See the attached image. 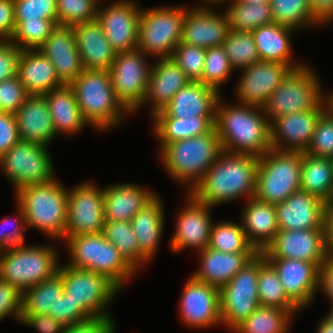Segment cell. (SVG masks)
Masks as SVG:
<instances>
[{
	"label": "cell",
	"mask_w": 333,
	"mask_h": 333,
	"mask_svg": "<svg viewBox=\"0 0 333 333\" xmlns=\"http://www.w3.org/2000/svg\"><path fill=\"white\" fill-rule=\"evenodd\" d=\"M265 258L305 260L320 267L330 256L327 229L279 230L262 251Z\"/></svg>",
	"instance_id": "9a60e30c"
},
{
	"label": "cell",
	"mask_w": 333,
	"mask_h": 333,
	"mask_svg": "<svg viewBox=\"0 0 333 333\" xmlns=\"http://www.w3.org/2000/svg\"><path fill=\"white\" fill-rule=\"evenodd\" d=\"M226 14L231 31L252 33L260 26L274 22L270 2L246 3L234 0Z\"/></svg>",
	"instance_id": "ab89813d"
},
{
	"label": "cell",
	"mask_w": 333,
	"mask_h": 333,
	"mask_svg": "<svg viewBox=\"0 0 333 333\" xmlns=\"http://www.w3.org/2000/svg\"><path fill=\"white\" fill-rule=\"evenodd\" d=\"M305 153L333 159V116L327 110L318 119L309 148Z\"/></svg>",
	"instance_id": "816d5d0a"
},
{
	"label": "cell",
	"mask_w": 333,
	"mask_h": 333,
	"mask_svg": "<svg viewBox=\"0 0 333 333\" xmlns=\"http://www.w3.org/2000/svg\"><path fill=\"white\" fill-rule=\"evenodd\" d=\"M98 7L97 20L111 47L117 52L137 49L141 9L133 1L117 0Z\"/></svg>",
	"instance_id": "e0dca14e"
},
{
	"label": "cell",
	"mask_w": 333,
	"mask_h": 333,
	"mask_svg": "<svg viewBox=\"0 0 333 333\" xmlns=\"http://www.w3.org/2000/svg\"><path fill=\"white\" fill-rule=\"evenodd\" d=\"M99 3V0H57V25L72 26L97 19Z\"/></svg>",
	"instance_id": "681fc988"
},
{
	"label": "cell",
	"mask_w": 333,
	"mask_h": 333,
	"mask_svg": "<svg viewBox=\"0 0 333 333\" xmlns=\"http://www.w3.org/2000/svg\"><path fill=\"white\" fill-rule=\"evenodd\" d=\"M70 86L83 118L99 131L115 127L123 113H130L117 99L108 70L84 69Z\"/></svg>",
	"instance_id": "5b68a950"
},
{
	"label": "cell",
	"mask_w": 333,
	"mask_h": 333,
	"mask_svg": "<svg viewBox=\"0 0 333 333\" xmlns=\"http://www.w3.org/2000/svg\"><path fill=\"white\" fill-rule=\"evenodd\" d=\"M312 15L321 23L333 21V0H309Z\"/></svg>",
	"instance_id": "03108f58"
},
{
	"label": "cell",
	"mask_w": 333,
	"mask_h": 333,
	"mask_svg": "<svg viewBox=\"0 0 333 333\" xmlns=\"http://www.w3.org/2000/svg\"><path fill=\"white\" fill-rule=\"evenodd\" d=\"M154 132L161 148L168 143L207 134L215 127V116L188 118L153 117Z\"/></svg>",
	"instance_id": "8d00e7d4"
},
{
	"label": "cell",
	"mask_w": 333,
	"mask_h": 333,
	"mask_svg": "<svg viewBox=\"0 0 333 333\" xmlns=\"http://www.w3.org/2000/svg\"><path fill=\"white\" fill-rule=\"evenodd\" d=\"M55 319L64 326H72L92 318L63 293L57 300Z\"/></svg>",
	"instance_id": "9f6ffc18"
},
{
	"label": "cell",
	"mask_w": 333,
	"mask_h": 333,
	"mask_svg": "<svg viewBox=\"0 0 333 333\" xmlns=\"http://www.w3.org/2000/svg\"><path fill=\"white\" fill-rule=\"evenodd\" d=\"M241 70L243 74L236 87L238 104L263 108L292 68L282 62L260 60Z\"/></svg>",
	"instance_id": "ac0fdd59"
},
{
	"label": "cell",
	"mask_w": 333,
	"mask_h": 333,
	"mask_svg": "<svg viewBox=\"0 0 333 333\" xmlns=\"http://www.w3.org/2000/svg\"><path fill=\"white\" fill-rule=\"evenodd\" d=\"M17 76L0 82V111L15 113L28 97Z\"/></svg>",
	"instance_id": "db71d44e"
},
{
	"label": "cell",
	"mask_w": 333,
	"mask_h": 333,
	"mask_svg": "<svg viewBox=\"0 0 333 333\" xmlns=\"http://www.w3.org/2000/svg\"><path fill=\"white\" fill-rule=\"evenodd\" d=\"M258 164L256 156L223 151L188 192L210 207L243 196L248 201L255 196Z\"/></svg>",
	"instance_id": "6da1fadb"
},
{
	"label": "cell",
	"mask_w": 333,
	"mask_h": 333,
	"mask_svg": "<svg viewBox=\"0 0 333 333\" xmlns=\"http://www.w3.org/2000/svg\"><path fill=\"white\" fill-rule=\"evenodd\" d=\"M112 317H96L77 325L65 326L62 333H115Z\"/></svg>",
	"instance_id": "94428289"
},
{
	"label": "cell",
	"mask_w": 333,
	"mask_h": 333,
	"mask_svg": "<svg viewBox=\"0 0 333 333\" xmlns=\"http://www.w3.org/2000/svg\"><path fill=\"white\" fill-rule=\"evenodd\" d=\"M292 314L275 306H258L233 332L287 333Z\"/></svg>",
	"instance_id": "b9f144b4"
},
{
	"label": "cell",
	"mask_w": 333,
	"mask_h": 333,
	"mask_svg": "<svg viewBox=\"0 0 333 333\" xmlns=\"http://www.w3.org/2000/svg\"><path fill=\"white\" fill-rule=\"evenodd\" d=\"M64 239L71 257L66 265L104 275L120 290L137 272L102 232L74 235Z\"/></svg>",
	"instance_id": "8992f818"
},
{
	"label": "cell",
	"mask_w": 333,
	"mask_h": 333,
	"mask_svg": "<svg viewBox=\"0 0 333 333\" xmlns=\"http://www.w3.org/2000/svg\"><path fill=\"white\" fill-rule=\"evenodd\" d=\"M318 326L317 333H333V324L326 317L321 320Z\"/></svg>",
	"instance_id": "a7ac6f4b"
},
{
	"label": "cell",
	"mask_w": 333,
	"mask_h": 333,
	"mask_svg": "<svg viewBox=\"0 0 333 333\" xmlns=\"http://www.w3.org/2000/svg\"><path fill=\"white\" fill-rule=\"evenodd\" d=\"M58 250L54 246H14L0 256V279L22 293L58 274Z\"/></svg>",
	"instance_id": "52a82bcc"
},
{
	"label": "cell",
	"mask_w": 333,
	"mask_h": 333,
	"mask_svg": "<svg viewBox=\"0 0 333 333\" xmlns=\"http://www.w3.org/2000/svg\"><path fill=\"white\" fill-rule=\"evenodd\" d=\"M188 203L178 214L176 230L171 238L174 252L193 247L199 252L208 247L212 227L209 205L197 201L190 193Z\"/></svg>",
	"instance_id": "cb8c5ba5"
},
{
	"label": "cell",
	"mask_w": 333,
	"mask_h": 333,
	"mask_svg": "<svg viewBox=\"0 0 333 333\" xmlns=\"http://www.w3.org/2000/svg\"><path fill=\"white\" fill-rule=\"evenodd\" d=\"M15 21L57 20V0H13Z\"/></svg>",
	"instance_id": "f5cc1de1"
},
{
	"label": "cell",
	"mask_w": 333,
	"mask_h": 333,
	"mask_svg": "<svg viewBox=\"0 0 333 333\" xmlns=\"http://www.w3.org/2000/svg\"><path fill=\"white\" fill-rule=\"evenodd\" d=\"M327 238L330 246L333 245V208H325Z\"/></svg>",
	"instance_id": "003e7915"
},
{
	"label": "cell",
	"mask_w": 333,
	"mask_h": 333,
	"mask_svg": "<svg viewBox=\"0 0 333 333\" xmlns=\"http://www.w3.org/2000/svg\"><path fill=\"white\" fill-rule=\"evenodd\" d=\"M206 49L180 42L170 58L183 70L191 81H199L202 76Z\"/></svg>",
	"instance_id": "f907efd6"
},
{
	"label": "cell",
	"mask_w": 333,
	"mask_h": 333,
	"mask_svg": "<svg viewBox=\"0 0 333 333\" xmlns=\"http://www.w3.org/2000/svg\"><path fill=\"white\" fill-rule=\"evenodd\" d=\"M332 306L330 307L331 310L329 311L330 313L327 314V316H325L328 320L331 321V323L333 324V304H331Z\"/></svg>",
	"instance_id": "34e18365"
},
{
	"label": "cell",
	"mask_w": 333,
	"mask_h": 333,
	"mask_svg": "<svg viewBox=\"0 0 333 333\" xmlns=\"http://www.w3.org/2000/svg\"><path fill=\"white\" fill-rule=\"evenodd\" d=\"M259 269L260 252L219 289L221 322L231 331L260 306Z\"/></svg>",
	"instance_id": "7c38bea8"
},
{
	"label": "cell",
	"mask_w": 333,
	"mask_h": 333,
	"mask_svg": "<svg viewBox=\"0 0 333 333\" xmlns=\"http://www.w3.org/2000/svg\"><path fill=\"white\" fill-rule=\"evenodd\" d=\"M279 230L327 229L325 203L301 189L275 204Z\"/></svg>",
	"instance_id": "7402d4cb"
},
{
	"label": "cell",
	"mask_w": 333,
	"mask_h": 333,
	"mask_svg": "<svg viewBox=\"0 0 333 333\" xmlns=\"http://www.w3.org/2000/svg\"><path fill=\"white\" fill-rule=\"evenodd\" d=\"M315 75L305 64L290 71L263 107L270 124L283 115L313 110L324 100Z\"/></svg>",
	"instance_id": "9c48e42d"
},
{
	"label": "cell",
	"mask_w": 333,
	"mask_h": 333,
	"mask_svg": "<svg viewBox=\"0 0 333 333\" xmlns=\"http://www.w3.org/2000/svg\"><path fill=\"white\" fill-rule=\"evenodd\" d=\"M20 323L31 326L40 333H62L64 325L49 314L22 316Z\"/></svg>",
	"instance_id": "6125c7cd"
},
{
	"label": "cell",
	"mask_w": 333,
	"mask_h": 333,
	"mask_svg": "<svg viewBox=\"0 0 333 333\" xmlns=\"http://www.w3.org/2000/svg\"><path fill=\"white\" fill-rule=\"evenodd\" d=\"M105 221H131L156 194L136 184H116L104 188Z\"/></svg>",
	"instance_id": "1f68e13d"
},
{
	"label": "cell",
	"mask_w": 333,
	"mask_h": 333,
	"mask_svg": "<svg viewBox=\"0 0 333 333\" xmlns=\"http://www.w3.org/2000/svg\"><path fill=\"white\" fill-rule=\"evenodd\" d=\"M274 22L297 30V28L321 24L313 15L309 0H271Z\"/></svg>",
	"instance_id": "f6af8a7d"
},
{
	"label": "cell",
	"mask_w": 333,
	"mask_h": 333,
	"mask_svg": "<svg viewBox=\"0 0 333 333\" xmlns=\"http://www.w3.org/2000/svg\"><path fill=\"white\" fill-rule=\"evenodd\" d=\"M220 101L219 97L215 128L223 151L259 158L271 149L270 122L263 108L243 104L227 106Z\"/></svg>",
	"instance_id": "7a4b0ae2"
},
{
	"label": "cell",
	"mask_w": 333,
	"mask_h": 333,
	"mask_svg": "<svg viewBox=\"0 0 333 333\" xmlns=\"http://www.w3.org/2000/svg\"><path fill=\"white\" fill-rule=\"evenodd\" d=\"M58 275L62 278L64 293L91 318L111 317L105 308L120 289L107 277L63 264Z\"/></svg>",
	"instance_id": "8fae6325"
},
{
	"label": "cell",
	"mask_w": 333,
	"mask_h": 333,
	"mask_svg": "<svg viewBox=\"0 0 333 333\" xmlns=\"http://www.w3.org/2000/svg\"><path fill=\"white\" fill-rule=\"evenodd\" d=\"M20 141L16 117L0 111V157Z\"/></svg>",
	"instance_id": "680465c9"
},
{
	"label": "cell",
	"mask_w": 333,
	"mask_h": 333,
	"mask_svg": "<svg viewBox=\"0 0 333 333\" xmlns=\"http://www.w3.org/2000/svg\"><path fill=\"white\" fill-rule=\"evenodd\" d=\"M265 259L277 272L287 296L300 309L310 304L318 289L319 267L315 263L305 260Z\"/></svg>",
	"instance_id": "44dd1931"
},
{
	"label": "cell",
	"mask_w": 333,
	"mask_h": 333,
	"mask_svg": "<svg viewBox=\"0 0 333 333\" xmlns=\"http://www.w3.org/2000/svg\"><path fill=\"white\" fill-rule=\"evenodd\" d=\"M191 80L172 58H157L152 64L150 79L145 99L140 107L147 101L152 107V116L164 109L173 96Z\"/></svg>",
	"instance_id": "f1b7e54d"
},
{
	"label": "cell",
	"mask_w": 333,
	"mask_h": 333,
	"mask_svg": "<svg viewBox=\"0 0 333 333\" xmlns=\"http://www.w3.org/2000/svg\"><path fill=\"white\" fill-rule=\"evenodd\" d=\"M16 28L11 42L21 50L38 49L57 27V20L15 21Z\"/></svg>",
	"instance_id": "7dc6e473"
},
{
	"label": "cell",
	"mask_w": 333,
	"mask_h": 333,
	"mask_svg": "<svg viewBox=\"0 0 333 333\" xmlns=\"http://www.w3.org/2000/svg\"><path fill=\"white\" fill-rule=\"evenodd\" d=\"M324 101L326 103V110L333 114V92L330 93L328 96L324 98Z\"/></svg>",
	"instance_id": "89a4df30"
},
{
	"label": "cell",
	"mask_w": 333,
	"mask_h": 333,
	"mask_svg": "<svg viewBox=\"0 0 333 333\" xmlns=\"http://www.w3.org/2000/svg\"><path fill=\"white\" fill-rule=\"evenodd\" d=\"M318 287L323 289L322 292L333 304V258L331 256L319 267Z\"/></svg>",
	"instance_id": "e7e4bbea"
},
{
	"label": "cell",
	"mask_w": 333,
	"mask_h": 333,
	"mask_svg": "<svg viewBox=\"0 0 333 333\" xmlns=\"http://www.w3.org/2000/svg\"><path fill=\"white\" fill-rule=\"evenodd\" d=\"M17 206L24 212L26 227L39 229L56 239H64L68 191L55 178L50 182L15 192Z\"/></svg>",
	"instance_id": "277c9868"
},
{
	"label": "cell",
	"mask_w": 333,
	"mask_h": 333,
	"mask_svg": "<svg viewBox=\"0 0 333 333\" xmlns=\"http://www.w3.org/2000/svg\"><path fill=\"white\" fill-rule=\"evenodd\" d=\"M219 92L200 81L182 87L161 111L152 117L188 118L215 116Z\"/></svg>",
	"instance_id": "484cf974"
},
{
	"label": "cell",
	"mask_w": 333,
	"mask_h": 333,
	"mask_svg": "<svg viewBox=\"0 0 333 333\" xmlns=\"http://www.w3.org/2000/svg\"><path fill=\"white\" fill-rule=\"evenodd\" d=\"M325 111L326 103L323 100L313 110L276 118L270 124L271 148L305 152L309 148L316 123Z\"/></svg>",
	"instance_id": "ffe728a7"
},
{
	"label": "cell",
	"mask_w": 333,
	"mask_h": 333,
	"mask_svg": "<svg viewBox=\"0 0 333 333\" xmlns=\"http://www.w3.org/2000/svg\"><path fill=\"white\" fill-rule=\"evenodd\" d=\"M21 52L10 40H0V82L17 76Z\"/></svg>",
	"instance_id": "6f0895ef"
},
{
	"label": "cell",
	"mask_w": 333,
	"mask_h": 333,
	"mask_svg": "<svg viewBox=\"0 0 333 333\" xmlns=\"http://www.w3.org/2000/svg\"><path fill=\"white\" fill-rule=\"evenodd\" d=\"M17 77L28 95H46L63 86L52 62L39 49L22 50Z\"/></svg>",
	"instance_id": "4dcf8cb0"
},
{
	"label": "cell",
	"mask_w": 333,
	"mask_h": 333,
	"mask_svg": "<svg viewBox=\"0 0 333 333\" xmlns=\"http://www.w3.org/2000/svg\"><path fill=\"white\" fill-rule=\"evenodd\" d=\"M230 31L226 12L218 14L210 6L202 5L186 8L181 42L205 49L222 46Z\"/></svg>",
	"instance_id": "603a6c76"
},
{
	"label": "cell",
	"mask_w": 333,
	"mask_h": 333,
	"mask_svg": "<svg viewBox=\"0 0 333 333\" xmlns=\"http://www.w3.org/2000/svg\"><path fill=\"white\" fill-rule=\"evenodd\" d=\"M47 146L20 140L0 157V166L13 183L15 192L55 179Z\"/></svg>",
	"instance_id": "4fadbf2b"
},
{
	"label": "cell",
	"mask_w": 333,
	"mask_h": 333,
	"mask_svg": "<svg viewBox=\"0 0 333 333\" xmlns=\"http://www.w3.org/2000/svg\"><path fill=\"white\" fill-rule=\"evenodd\" d=\"M104 187L84 182L68 191L65 237L96 234L103 231Z\"/></svg>",
	"instance_id": "2e32d148"
},
{
	"label": "cell",
	"mask_w": 333,
	"mask_h": 333,
	"mask_svg": "<svg viewBox=\"0 0 333 333\" xmlns=\"http://www.w3.org/2000/svg\"><path fill=\"white\" fill-rule=\"evenodd\" d=\"M258 296L260 305L275 306L294 315L300 308L287 296L273 266L260 252V269L258 275Z\"/></svg>",
	"instance_id": "60d3db41"
},
{
	"label": "cell",
	"mask_w": 333,
	"mask_h": 333,
	"mask_svg": "<svg viewBox=\"0 0 333 333\" xmlns=\"http://www.w3.org/2000/svg\"><path fill=\"white\" fill-rule=\"evenodd\" d=\"M325 208H333V186L328 198L325 200Z\"/></svg>",
	"instance_id": "2644e50d"
},
{
	"label": "cell",
	"mask_w": 333,
	"mask_h": 333,
	"mask_svg": "<svg viewBox=\"0 0 333 333\" xmlns=\"http://www.w3.org/2000/svg\"><path fill=\"white\" fill-rule=\"evenodd\" d=\"M102 233L136 271L142 263L147 262L139 252L131 222L105 221Z\"/></svg>",
	"instance_id": "7bdbcfd3"
},
{
	"label": "cell",
	"mask_w": 333,
	"mask_h": 333,
	"mask_svg": "<svg viewBox=\"0 0 333 333\" xmlns=\"http://www.w3.org/2000/svg\"><path fill=\"white\" fill-rule=\"evenodd\" d=\"M164 217L162 201L156 195L130 221L139 252L147 261L155 256L164 228Z\"/></svg>",
	"instance_id": "836d02e7"
},
{
	"label": "cell",
	"mask_w": 333,
	"mask_h": 333,
	"mask_svg": "<svg viewBox=\"0 0 333 333\" xmlns=\"http://www.w3.org/2000/svg\"><path fill=\"white\" fill-rule=\"evenodd\" d=\"M333 186V159L302 153L300 189L325 200Z\"/></svg>",
	"instance_id": "74e56055"
},
{
	"label": "cell",
	"mask_w": 333,
	"mask_h": 333,
	"mask_svg": "<svg viewBox=\"0 0 333 333\" xmlns=\"http://www.w3.org/2000/svg\"><path fill=\"white\" fill-rule=\"evenodd\" d=\"M301 151L271 148L259 157L255 198L277 204L300 189Z\"/></svg>",
	"instance_id": "ba28073f"
},
{
	"label": "cell",
	"mask_w": 333,
	"mask_h": 333,
	"mask_svg": "<svg viewBox=\"0 0 333 333\" xmlns=\"http://www.w3.org/2000/svg\"><path fill=\"white\" fill-rule=\"evenodd\" d=\"M242 213V226L249 243L262 252L273 241L279 231L275 204L257 200L247 201Z\"/></svg>",
	"instance_id": "d6a6232c"
},
{
	"label": "cell",
	"mask_w": 333,
	"mask_h": 333,
	"mask_svg": "<svg viewBox=\"0 0 333 333\" xmlns=\"http://www.w3.org/2000/svg\"><path fill=\"white\" fill-rule=\"evenodd\" d=\"M14 115L20 140L48 146L57 136L44 95H29Z\"/></svg>",
	"instance_id": "4316f807"
},
{
	"label": "cell",
	"mask_w": 333,
	"mask_h": 333,
	"mask_svg": "<svg viewBox=\"0 0 333 333\" xmlns=\"http://www.w3.org/2000/svg\"><path fill=\"white\" fill-rule=\"evenodd\" d=\"M185 7L141 10L137 49L157 58H170L181 42Z\"/></svg>",
	"instance_id": "30bf717a"
},
{
	"label": "cell",
	"mask_w": 333,
	"mask_h": 333,
	"mask_svg": "<svg viewBox=\"0 0 333 333\" xmlns=\"http://www.w3.org/2000/svg\"><path fill=\"white\" fill-rule=\"evenodd\" d=\"M63 281L57 274L23 293L22 316L49 314L55 318L58 298L63 295Z\"/></svg>",
	"instance_id": "f35d334b"
},
{
	"label": "cell",
	"mask_w": 333,
	"mask_h": 333,
	"mask_svg": "<svg viewBox=\"0 0 333 333\" xmlns=\"http://www.w3.org/2000/svg\"><path fill=\"white\" fill-rule=\"evenodd\" d=\"M199 253L202 265L192 276L219 289L258 254L225 253L210 247H206Z\"/></svg>",
	"instance_id": "f546056e"
},
{
	"label": "cell",
	"mask_w": 333,
	"mask_h": 333,
	"mask_svg": "<svg viewBox=\"0 0 333 333\" xmlns=\"http://www.w3.org/2000/svg\"><path fill=\"white\" fill-rule=\"evenodd\" d=\"M182 322L194 328L221 324L219 288L201 282L191 276L180 299Z\"/></svg>",
	"instance_id": "d6986e66"
},
{
	"label": "cell",
	"mask_w": 333,
	"mask_h": 333,
	"mask_svg": "<svg viewBox=\"0 0 333 333\" xmlns=\"http://www.w3.org/2000/svg\"><path fill=\"white\" fill-rule=\"evenodd\" d=\"M23 309V293L15 286L0 279V321L14 315L20 321Z\"/></svg>",
	"instance_id": "11a10c76"
},
{
	"label": "cell",
	"mask_w": 333,
	"mask_h": 333,
	"mask_svg": "<svg viewBox=\"0 0 333 333\" xmlns=\"http://www.w3.org/2000/svg\"><path fill=\"white\" fill-rule=\"evenodd\" d=\"M246 3H264V2H270L271 0H240Z\"/></svg>",
	"instance_id": "753ad0ef"
},
{
	"label": "cell",
	"mask_w": 333,
	"mask_h": 333,
	"mask_svg": "<svg viewBox=\"0 0 333 333\" xmlns=\"http://www.w3.org/2000/svg\"><path fill=\"white\" fill-rule=\"evenodd\" d=\"M222 46L234 69L245 68L260 61L251 32L230 31Z\"/></svg>",
	"instance_id": "bcb514c9"
},
{
	"label": "cell",
	"mask_w": 333,
	"mask_h": 333,
	"mask_svg": "<svg viewBox=\"0 0 333 333\" xmlns=\"http://www.w3.org/2000/svg\"><path fill=\"white\" fill-rule=\"evenodd\" d=\"M233 70L223 46L210 47L206 49L204 68L199 81L219 92L221 85L228 80Z\"/></svg>",
	"instance_id": "c3c4849f"
},
{
	"label": "cell",
	"mask_w": 333,
	"mask_h": 333,
	"mask_svg": "<svg viewBox=\"0 0 333 333\" xmlns=\"http://www.w3.org/2000/svg\"><path fill=\"white\" fill-rule=\"evenodd\" d=\"M15 28L13 0H0V40H11Z\"/></svg>",
	"instance_id": "be15d7a7"
},
{
	"label": "cell",
	"mask_w": 333,
	"mask_h": 333,
	"mask_svg": "<svg viewBox=\"0 0 333 333\" xmlns=\"http://www.w3.org/2000/svg\"><path fill=\"white\" fill-rule=\"evenodd\" d=\"M145 58L139 49L120 52L109 70L115 95L130 113L140 108L146 96L152 66Z\"/></svg>",
	"instance_id": "5bb4252c"
},
{
	"label": "cell",
	"mask_w": 333,
	"mask_h": 333,
	"mask_svg": "<svg viewBox=\"0 0 333 333\" xmlns=\"http://www.w3.org/2000/svg\"><path fill=\"white\" fill-rule=\"evenodd\" d=\"M295 29L279 25L276 22L260 26L252 32L260 60L282 62L292 69L302 67L301 64L291 63V43L289 35Z\"/></svg>",
	"instance_id": "d590c367"
},
{
	"label": "cell",
	"mask_w": 333,
	"mask_h": 333,
	"mask_svg": "<svg viewBox=\"0 0 333 333\" xmlns=\"http://www.w3.org/2000/svg\"><path fill=\"white\" fill-rule=\"evenodd\" d=\"M227 0H204V4H203V7H208L210 4V7H212L213 8V6L214 5H216L217 3L219 4V3H224V2H226ZM206 2V3H205Z\"/></svg>",
	"instance_id": "8c879c8a"
},
{
	"label": "cell",
	"mask_w": 333,
	"mask_h": 333,
	"mask_svg": "<svg viewBox=\"0 0 333 333\" xmlns=\"http://www.w3.org/2000/svg\"><path fill=\"white\" fill-rule=\"evenodd\" d=\"M53 120L56 134H75L87 123L82 116L70 85L49 91L44 95Z\"/></svg>",
	"instance_id": "e575fe53"
},
{
	"label": "cell",
	"mask_w": 333,
	"mask_h": 333,
	"mask_svg": "<svg viewBox=\"0 0 333 333\" xmlns=\"http://www.w3.org/2000/svg\"><path fill=\"white\" fill-rule=\"evenodd\" d=\"M86 70H110L117 52L111 47L101 23L95 19L72 25Z\"/></svg>",
	"instance_id": "83f0119b"
},
{
	"label": "cell",
	"mask_w": 333,
	"mask_h": 333,
	"mask_svg": "<svg viewBox=\"0 0 333 333\" xmlns=\"http://www.w3.org/2000/svg\"><path fill=\"white\" fill-rule=\"evenodd\" d=\"M18 214L20 216V220L21 222H18V220H15V224L13 230H9L7 231L6 229H4L5 227H3L2 229H0V248L1 249H8L14 246H21L23 245L24 242V231L26 230V222H25V216H24V212L20 209V207L18 206ZM10 218L6 217V219L4 221H2V223L6 225H11L13 226L11 222H9ZM12 221V220H11ZM24 225V226H23Z\"/></svg>",
	"instance_id": "91938a15"
},
{
	"label": "cell",
	"mask_w": 333,
	"mask_h": 333,
	"mask_svg": "<svg viewBox=\"0 0 333 333\" xmlns=\"http://www.w3.org/2000/svg\"><path fill=\"white\" fill-rule=\"evenodd\" d=\"M331 254H333V245L331 246Z\"/></svg>",
	"instance_id": "11e5206c"
},
{
	"label": "cell",
	"mask_w": 333,
	"mask_h": 333,
	"mask_svg": "<svg viewBox=\"0 0 333 333\" xmlns=\"http://www.w3.org/2000/svg\"><path fill=\"white\" fill-rule=\"evenodd\" d=\"M52 62L59 81L72 84L84 70L72 26H60L38 48Z\"/></svg>",
	"instance_id": "d4e9b609"
},
{
	"label": "cell",
	"mask_w": 333,
	"mask_h": 333,
	"mask_svg": "<svg viewBox=\"0 0 333 333\" xmlns=\"http://www.w3.org/2000/svg\"><path fill=\"white\" fill-rule=\"evenodd\" d=\"M223 152L214 127L207 134L166 144L160 150L164 168L174 180L185 183L189 191L205 176ZM189 183V184H188Z\"/></svg>",
	"instance_id": "3957f363"
},
{
	"label": "cell",
	"mask_w": 333,
	"mask_h": 333,
	"mask_svg": "<svg viewBox=\"0 0 333 333\" xmlns=\"http://www.w3.org/2000/svg\"><path fill=\"white\" fill-rule=\"evenodd\" d=\"M208 247L225 253H259L247 240L243 226L230 221L212 224Z\"/></svg>",
	"instance_id": "ee69618b"
}]
</instances>
